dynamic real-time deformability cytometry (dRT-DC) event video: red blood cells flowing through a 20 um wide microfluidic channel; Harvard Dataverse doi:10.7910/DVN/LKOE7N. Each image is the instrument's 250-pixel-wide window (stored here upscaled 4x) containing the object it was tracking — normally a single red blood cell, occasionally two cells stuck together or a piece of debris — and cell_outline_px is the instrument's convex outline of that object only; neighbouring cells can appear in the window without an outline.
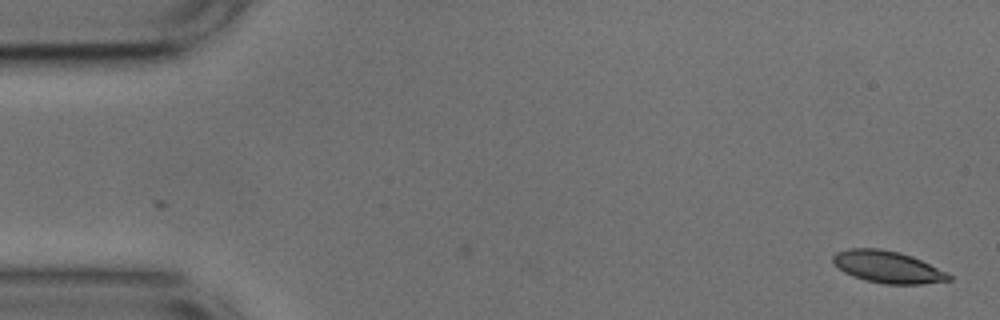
{"species": "common noctule bat (a hibernating species)", "species_latin": "Nyctalus noctula", "temperature_condition": "cold", "stored_images_in_passage": 5, "camera_frame_rate_fps": 3000, "um_per_image_px": 0.085, "animal": {"sex": "male", "body_mass_g": 17.9, "forearm_length_mm": 54.2}, "frame": {"image": 1, "passage_image": 5, "time_ms": 1.333, "image_size_px": [1000, 320], "cell_outline_px": [[952, 280], [920, 284], [884, 284], [864, 280], [852, 276], [844, 272], [832, 260], [832, 256], [836, 252], [848, 248], [880, 248], [900, 252], [912, 256], [948, 272], [952, 276]], "centroid_in_image_um": [75.46, 22.69], "position_along_channel_um": 9.5, "area_um2": 21.73}}